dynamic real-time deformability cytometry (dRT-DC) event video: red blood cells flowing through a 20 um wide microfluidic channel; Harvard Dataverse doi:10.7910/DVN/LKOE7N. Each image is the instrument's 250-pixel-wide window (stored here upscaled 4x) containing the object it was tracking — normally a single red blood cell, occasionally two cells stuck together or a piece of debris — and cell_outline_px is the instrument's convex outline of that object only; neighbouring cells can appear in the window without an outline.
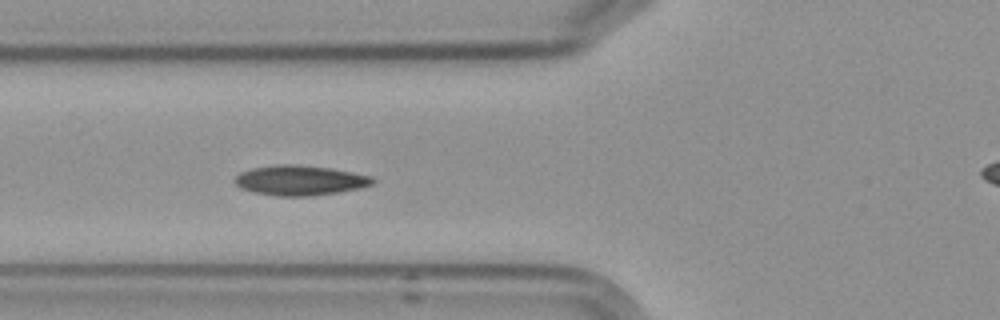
{"species": "Egyptian fruit bat (a non-hibernating species)", "species_latin": "Rousettus aegyptiacus", "temperature_condition": "cold", "stored_images_in_passage": 7, "segment_of_instrument_passage": [1, 2], "camera_frame_rate_fps": 3000, "um_per_image_px": 0.085, "frame": {"image": 1, "passage_image": 6, "time_ms": 5.667, "image_size_px": [1000, 320], "cell_outline_px": [[376, 184], [360, 188], [340, 192], [308, 196], [272, 196], [252, 192], [240, 188], [236, 184], [236, 176], [240, 172], [252, 168], [280, 164], [292, 164], [328, 168], [352, 172], [372, 176], [376, 180]], "centroid_in_image_um": [25.52, 15.34], "position_along_channel_um": 100.3, "area_um2": 24.16}}